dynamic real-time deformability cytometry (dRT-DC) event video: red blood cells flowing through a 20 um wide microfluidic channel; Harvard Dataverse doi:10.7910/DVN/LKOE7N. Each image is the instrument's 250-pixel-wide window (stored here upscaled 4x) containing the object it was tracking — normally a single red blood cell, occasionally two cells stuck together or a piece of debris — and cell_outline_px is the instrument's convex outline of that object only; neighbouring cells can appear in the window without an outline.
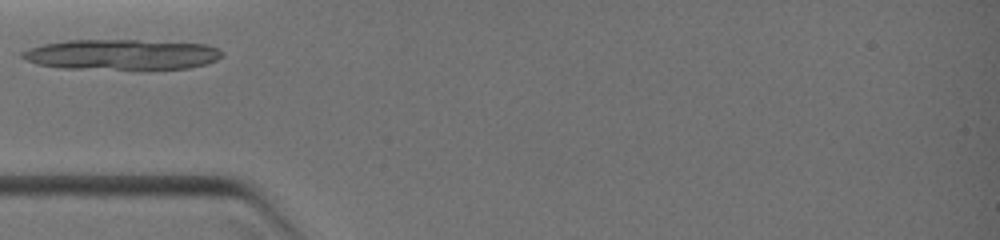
{"species": "common noctule bat (a hibernating species)", "species_latin": "Nyctalus noctula", "temperature_condition": "warm", "stored_images_in_passage": 14, "camera_frame_rate_fps": 3000, "um_per_image_px": 0.085, "animal": {"sex": "female", "body_mass_g": 19.0, "forearm_length_mm": 51.5}, "frame": {"image": 1, "passage_image": 1, "time_ms": 0.0, "image_size_px": [1000, 240], "cell_outline_px": [[220, 56], [216, 60], [204, 64], [188, 68], [60, 68], [36, 64], [20, 56], [20, 52], [28, 48], [44, 44], [68, 40], [136, 40], [208, 44], [220, 48]], "centroid_in_image_um": [10.3, 4.62], "position_along_channel_um": 74.7, "area_um2": 34.97}}
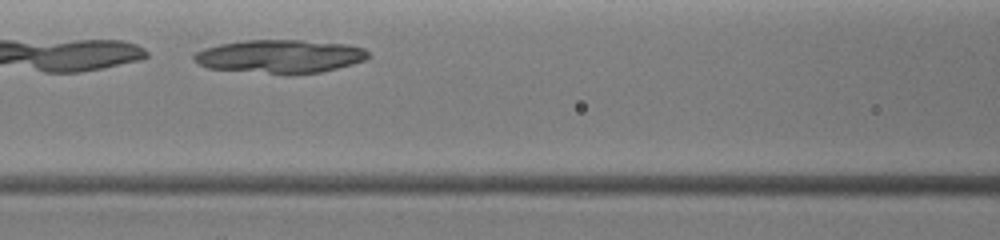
{"frame": {"image": 2, "passage_image": 8, "time_ms": 1.333, "image_size_px": [1000, 240], "cell_outline_px": [[368, 56], [364, 60], [352, 64], [320, 72], [292, 76], [288, 76], [208, 68], [200, 64], [192, 56], [196, 52], [204, 48], [220, 44], [244, 40], [300, 40], [348, 44], [364, 48], [368, 52]], "centroid_in_image_um": [23.8, 4.81], "position_along_channel_um": 142.8, "area_um2": 34.28}}
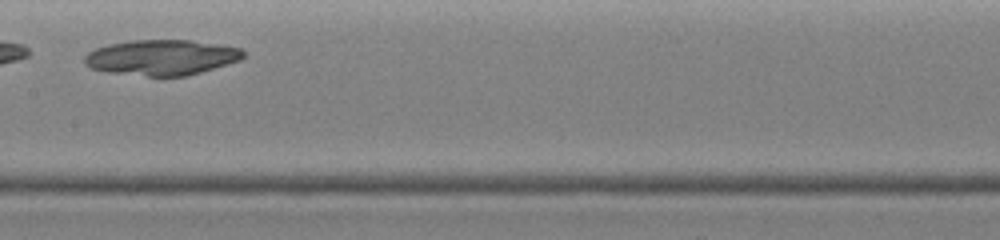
{"frame": {"image": 3, "passage_image": 13, "time_ms": 2.333, "image_size_px": [1000, 240], "cell_outline_px": [[244, 56], [240, 60], [188, 76], [148, 76], [108, 72], [88, 68], [84, 64], [84, 56], [88, 52], [96, 48], [108, 44], [132, 40], [192, 40], [240, 48], [244, 52]], "centroid_in_image_um": [13.69, 4.88], "position_along_channel_um": 193.7, "area_um2": 32.83}}